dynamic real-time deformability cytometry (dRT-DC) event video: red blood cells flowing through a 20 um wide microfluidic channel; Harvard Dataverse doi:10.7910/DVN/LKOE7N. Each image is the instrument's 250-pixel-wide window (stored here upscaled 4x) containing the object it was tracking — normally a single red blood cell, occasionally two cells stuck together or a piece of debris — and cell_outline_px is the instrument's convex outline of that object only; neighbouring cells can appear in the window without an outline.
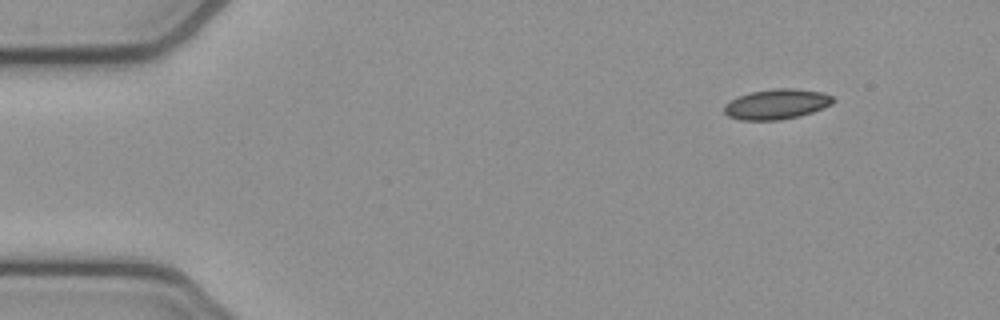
{"species": "common noctule bat (a hibernating species)", "species_latin": "Nyctalus noctula", "temperature_condition": "cold", "stored_images_in_passage": 49, "segment_of_instrument_passage": [1, 2], "camera_frame_rate_fps": 3000, "um_per_image_px": 0.085, "animal": {"sex": "female", "body_mass_g": 21.9}, "frame": {"image": 1, "passage_image": 1, "time_ms": 0.0, "image_size_px": [1000, 320], "cell_outline_px": [[836, 100], [832, 104], [812, 112], [800, 116], [780, 120], [740, 120], [728, 116], [724, 112], [724, 104], [740, 96], [752, 92], [772, 88], [792, 88], [824, 92], [832, 96]], "centroid_in_image_um": [66.04, 8.85], "position_along_channel_um": 19.0, "area_um2": 19.19}}
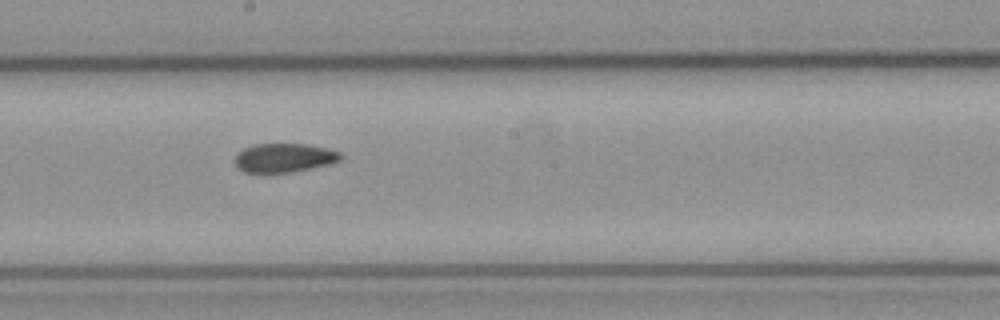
{"frame": {"image": 2, "passage_image": 24, "time_ms": 7.667, "image_size_px": [1000, 320], "cell_outline_px": [[344, 156], [340, 160], [332, 164], [292, 172], [244, 172], [236, 164], [236, 156], [244, 148], [256, 144], [308, 144], [328, 148], [340, 152]], "centroid_in_image_um": [24.24, 13.41], "position_along_channel_um": 224.0, "area_um2": 17.74}}
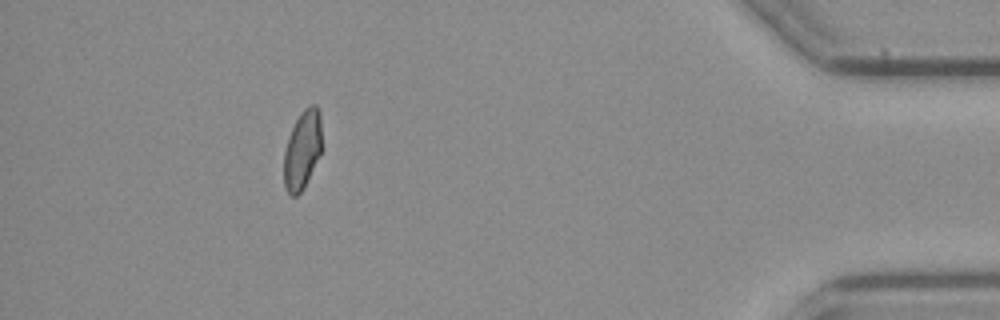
{"frame": {"image": 3, "passage_image": 43, "time_ms": 14.0, "image_size_px": [1000, 320], "cell_outline_px": [[320, 152], [304, 188], [296, 196], [292, 196], [284, 188], [284, 152], [288, 136], [300, 112], [304, 108], [312, 104], [316, 104], [320, 112]], "centroid_in_image_um": [25.67, 12.72], "position_along_channel_um": 409.5, "area_um2": 17.17}}